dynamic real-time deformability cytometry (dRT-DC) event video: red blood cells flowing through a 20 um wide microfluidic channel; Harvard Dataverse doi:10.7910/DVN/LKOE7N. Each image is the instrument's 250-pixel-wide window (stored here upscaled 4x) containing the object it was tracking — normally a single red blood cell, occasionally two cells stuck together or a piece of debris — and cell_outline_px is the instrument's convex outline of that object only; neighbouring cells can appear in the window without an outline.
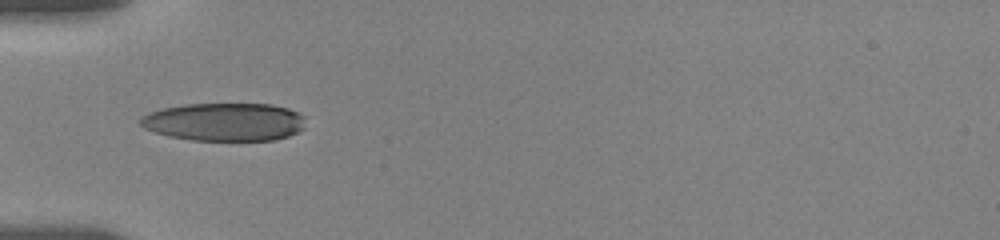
{"species": "human", "species_latin": "Homo sapiens", "temperature_condition": "room temperature", "stored_images_in_passage": 54, "camera_frame_rate_fps": 3000, "um_per_image_px": 0.085, "donor": {"sex": "female"}, "frame": {"image": 1, "passage_image": 1, "time_ms": 0.0, "image_size_px": [1000, 240], "cell_outline_px": [[304, 128], [288, 136], [276, 140], [192, 140], [168, 136], [144, 128], [140, 124], [140, 116], [148, 112], [164, 108], [184, 104], [272, 104], [288, 108], [300, 112], [304, 116]], "centroid_in_image_um": [19.09, 10.35], "position_along_channel_um": 65.9, "area_um2": 36.82}}
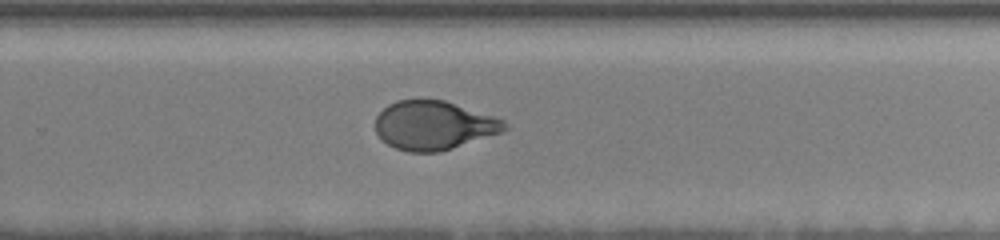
{"frame": {"image": 2, "passage_image": 27, "time_ms": 6.333, "image_size_px": [1000, 240], "cell_outline_px": [[512, 128], [440, 152], [408, 152], [396, 148], [388, 144], [376, 132], [376, 116], [388, 104], [396, 100], [444, 100], [504, 120]], "centroid_in_image_um": [36.87, 10.66], "position_along_channel_um": 292.9, "area_um2": 36.41}}
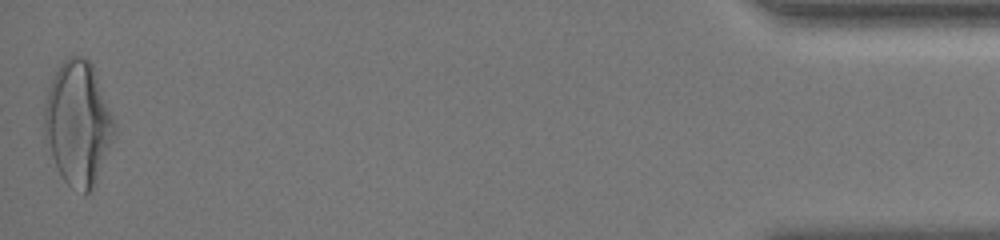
{"frame": {"image": 3, "passage_image": 54, "time_ms": 12.333, "image_size_px": [1000, 240], "cell_outline_px": [[116, 132], [96, 180], [92, 188], [84, 196], [68, 184], [64, 180], [52, 156], [44, 136], [44, 104], [48, 88], [56, 72], [64, 60], [68, 56], [76, 52], [84, 56], [92, 64], [116, 120]], "centroid_in_image_um": [6.65, 10.43], "position_along_channel_um": 428.6, "area_um2": 50.63}, "authors_computed_cell_mechanics": {"area_um2": 37.5989, "velocity_mm_per_s": 3.6157, "shape_relaxation_time_tau1_ms": 4.8815, "shape_relaxation_time_tau2_ms": 0.7822, "deformation_change_tau1": 0.1943, "deformation_change_tau2": 0.0615}}